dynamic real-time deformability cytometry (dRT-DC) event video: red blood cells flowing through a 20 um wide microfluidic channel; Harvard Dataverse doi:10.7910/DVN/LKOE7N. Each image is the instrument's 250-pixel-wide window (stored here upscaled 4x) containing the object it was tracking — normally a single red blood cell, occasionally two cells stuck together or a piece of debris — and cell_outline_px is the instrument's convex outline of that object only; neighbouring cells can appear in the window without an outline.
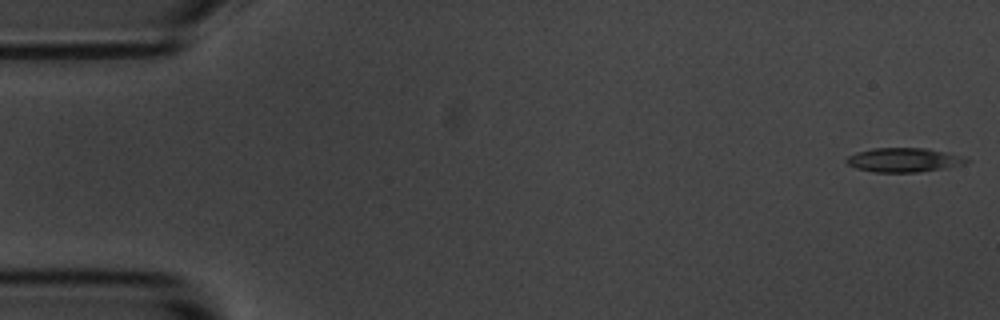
{"species": "common noctule bat (a hibernating species)", "species_latin": "Nyctalus noctula", "temperature_condition": "room temperature", "stored_images_in_passage": 5, "camera_frame_rate_fps": 3000, "um_per_image_px": 0.085, "animal": {"sex": "male", "body_mass_g": 20.1, "forearm_length_mm": 53.5}, "frame": {"image": 1, "passage_image": 1, "time_ms": 0.0, "image_size_px": [1000, 320], "cell_outline_px": [[968, 160], [960, 164], [948, 168], [916, 172], [872, 172], [856, 168], [848, 164], [844, 160], [848, 156], [856, 152], [872, 148], [928, 148], [948, 152]], "centroid_in_image_um": [76.74, 13.59], "position_along_channel_um": 8.3, "area_um2": 16.76}}
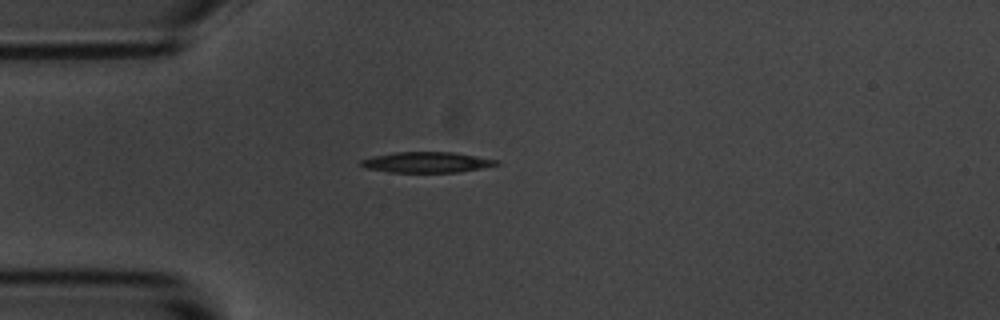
{"frame": {"image": 2, "passage_image": 4, "time_ms": 1.0, "image_size_px": [1000, 320], "cell_outline_px": [[500, 164], [480, 168], [456, 172], [388, 172], [368, 168], [360, 164], [360, 160], [372, 156], [396, 152], [452, 152], [500, 160]], "centroid_in_image_um": [36.27, 13.79], "position_along_channel_um": 48.7, "area_um2": 16.13}}